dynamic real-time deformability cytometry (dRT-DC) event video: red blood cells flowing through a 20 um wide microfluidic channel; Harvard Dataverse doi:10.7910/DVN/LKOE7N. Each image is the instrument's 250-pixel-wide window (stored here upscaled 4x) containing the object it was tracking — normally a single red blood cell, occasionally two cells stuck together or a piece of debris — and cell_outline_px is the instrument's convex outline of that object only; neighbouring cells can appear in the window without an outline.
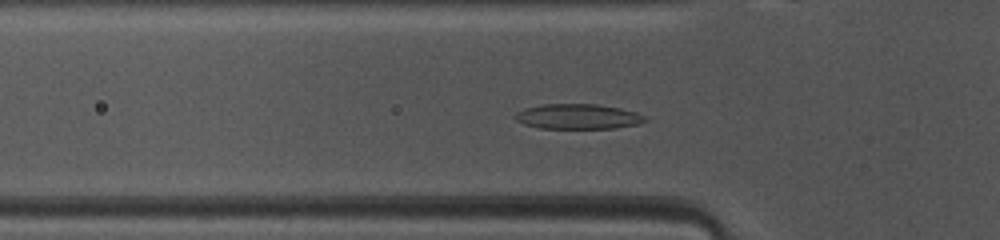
{"species": "common noctule bat (a hibernating species)", "species_latin": "Nyctalus noctula", "temperature_condition": "warm", "stored_images_in_passage": 38, "camera_frame_rate_fps": 3000, "um_per_image_px": 0.085, "animal": {"sex": "female", "body_mass_g": 10.0, "forearm_length_mm": 53.1}, "frame": {"image": 1, "passage_image": 5, "time_ms": 1.333, "image_size_px": [1000, 240], "cell_outline_px": [[648, 120], [640, 124], [616, 128], [540, 128], [524, 124], [516, 120], [512, 116], [516, 112], [524, 108], [544, 104], [596, 104], [620, 108], [636, 112], [644, 116]], "centroid_in_image_um": [49.12, 9.9], "position_along_channel_um": 76.7, "area_um2": 19.07}}
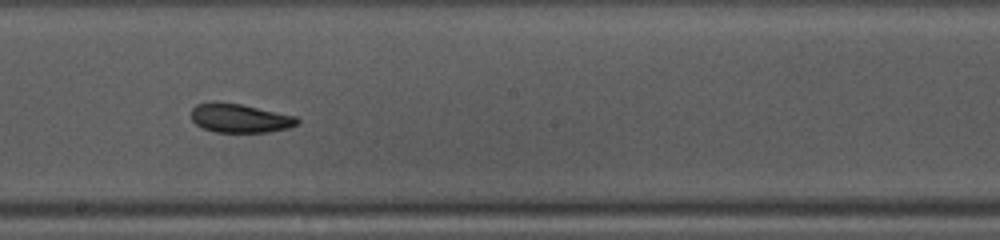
{"frame": {"image": 2, "passage_image": 16, "time_ms": 5.0, "image_size_px": [1000, 240], "cell_outline_px": [[300, 124], [288, 128], [268, 132], [216, 132], [204, 128], [196, 124], [192, 120], [192, 108], [196, 104], [212, 100], [216, 100], [240, 104], [296, 116], [300, 120]], "centroid_in_image_um": [20.38, 10.03], "position_along_channel_um": 227.8, "area_um2": 18.03}}
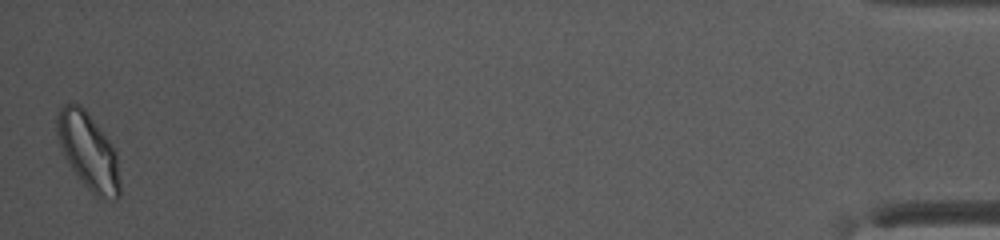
{"frame": {"image": 3, "passage_image": 38, "time_ms": 12.333, "image_size_px": [1000, 240], "cell_outline_px": [[120, 196], [116, 200], [96, 196], [76, 176], [64, 156], [56, 132], [56, 116], [60, 108], [64, 104], [80, 104], [84, 108], [112, 144], [116, 152], [120, 184]], "centroid_in_image_um": [7.5, 12.86], "position_along_channel_um": 427.7, "area_um2": 27.92}, "authors_computed_cell_mechanics": {"area_um2": 18.4093, "velocity_mm_per_s": 4.0958, "shape_relaxation_time_tau1_ms": 4.0372, "shape_relaxation_time_tau2_ms": 3.4738, "deformation_change_tau1": 0.1429, "deformation_change_tau2": 0.0973}}